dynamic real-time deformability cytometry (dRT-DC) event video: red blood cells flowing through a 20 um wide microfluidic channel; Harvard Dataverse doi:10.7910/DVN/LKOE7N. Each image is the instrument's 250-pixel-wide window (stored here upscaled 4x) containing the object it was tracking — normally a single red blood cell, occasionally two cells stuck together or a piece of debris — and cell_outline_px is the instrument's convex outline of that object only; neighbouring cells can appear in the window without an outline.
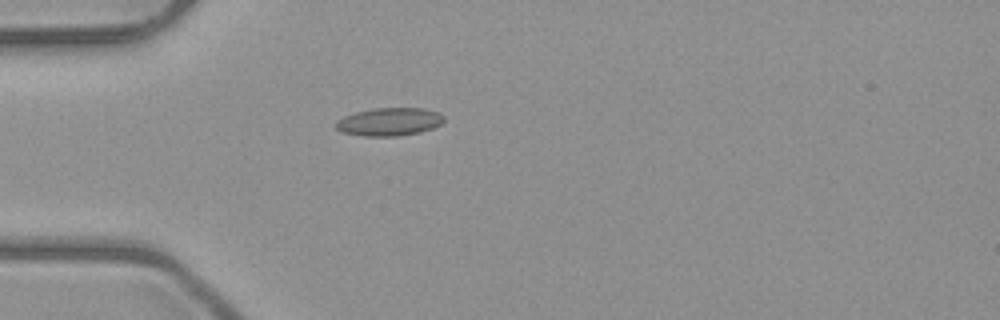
{"species": "common noctule bat (a hibernating species)", "species_latin": "Nyctalus noctula", "temperature_condition": "room temperature", "stored_images_in_passage": 1, "camera_frame_rate_fps": 3000, "um_per_image_px": 0.085, "animal": {"sex": "male", "body_mass_g": 23.1, "forearm_length_mm": 52.7}, "frame": {"image": 1, "passage_image": 1, "time_ms": 0.0, "image_size_px": [1000, 320], "cell_outline_px": [[444, 120], [440, 124], [432, 128], [420, 132], [396, 136], [364, 136], [340, 132], [336, 128], [336, 120], [344, 116], [356, 112], [376, 108], [420, 108], [436, 112], [444, 116]], "centroid_in_image_um": [33.05, 10.35], "position_along_channel_um": 51.9, "area_um2": 17.51}}